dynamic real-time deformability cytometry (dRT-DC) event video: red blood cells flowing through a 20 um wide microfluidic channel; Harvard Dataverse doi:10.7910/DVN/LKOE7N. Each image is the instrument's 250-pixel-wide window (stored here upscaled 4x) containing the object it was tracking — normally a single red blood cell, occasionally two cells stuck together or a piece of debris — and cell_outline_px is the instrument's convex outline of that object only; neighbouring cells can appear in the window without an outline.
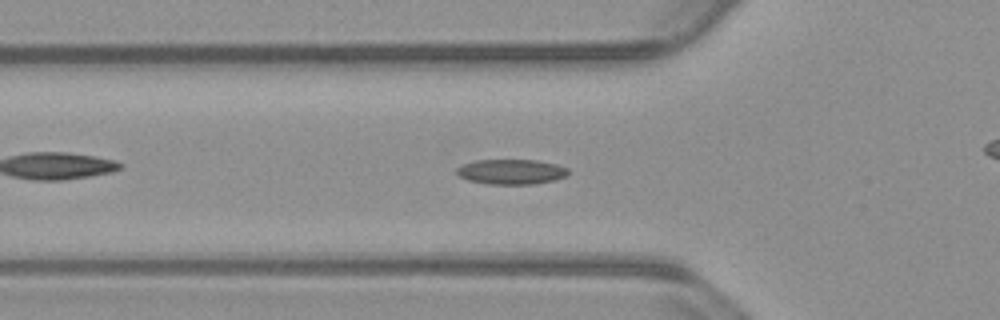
{"species": "common noctule bat (a hibernating species)", "species_latin": "Nyctalus noctula", "temperature_condition": "warm", "stored_images_in_passage": 55, "camera_frame_rate_fps": 3000, "um_per_image_px": 0.085, "animal": {"sex": "male", "body_mass_g": 23.1, "forearm_length_mm": 52.7}, "frame": {"image": 1, "passage_image": 18, "time_ms": 5.667, "image_size_px": [1000, 320], "cell_outline_px": [[568, 176], [556, 180], [532, 184], [488, 184], [468, 180], [460, 176], [456, 172], [456, 168], [464, 164], [476, 160], [536, 160], [556, 164], [568, 168]], "centroid_in_image_um": [43.48, 14.6], "position_along_channel_um": 82.3, "area_um2": 16.3}}
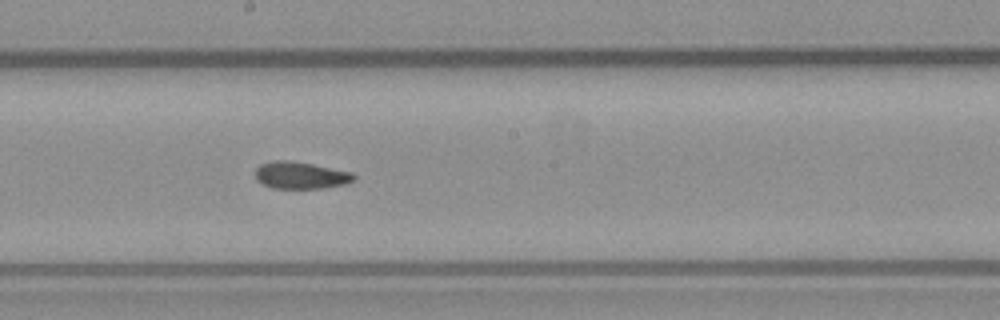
{"frame": {"image": 2, "passage_image": 29, "time_ms": 9.333, "image_size_px": [1000, 320], "cell_outline_px": [[356, 176], [348, 184], [324, 188], [272, 188], [256, 180], [256, 168], [260, 164], [272, 160], [288, 160], [312, 164], [352, 172]], "centroid_in_image_um": [25.55, 14.9], "position_along_channel_um": 222.6, "area_um2": 15.55}}
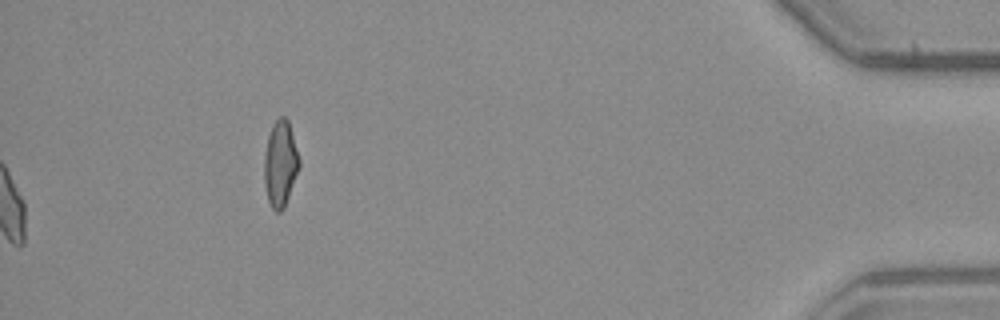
{"frame": {"image": 3, "passage_image": 55, "time_ms": 18.0, "image_size_px": [1000, 320], "cell_outline_px": [[300, 164], [284, 208], [280, 212], [276, 212], [272, 208], [268, 200], [264, 184], [264, 156], [268, 136], [272, 124], [280, 116], [284, 116], [288, 120], [300, 160]], "centroid_in_image_um": [23.81, 13.91], "position_along_channel_um": 411.4, "area_um2": 17.4}, "authors_computed_cell_mechanics": {"area_um2": 15.7216, "velocity_mm_per_s": 3.8065, "shape_relaxation_time_tau1_ms": 10.728, "shape_relaxation_time_tau2_ms": 2.6117, "deformation_change_tau1": 0.208, "deformation_change_tau2": 0.0778}}